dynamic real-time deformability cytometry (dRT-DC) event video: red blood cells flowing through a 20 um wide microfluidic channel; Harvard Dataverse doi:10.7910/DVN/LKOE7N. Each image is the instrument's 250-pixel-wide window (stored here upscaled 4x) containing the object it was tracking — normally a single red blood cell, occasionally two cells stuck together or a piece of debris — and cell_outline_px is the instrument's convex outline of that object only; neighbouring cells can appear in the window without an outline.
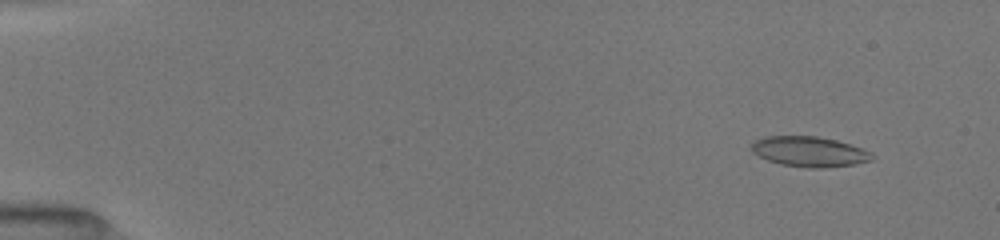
{"species": "common noctule bat (a hibernating species)", "species_latin": "Nyctalus noctula", "temperature_condition": "room temperature", "stored_images_in_passage": 57, "camera_frame_rate_fps": 3000, "um_per_image_px": 0.085, "animal": {"sex": "female", "body_mass_g": 19.5, "forearm_length_mm": 54.1}, "frame": {"image": 1, "passage_image": 6, "time_ms": 1.0, "image_size_px": [1000, 240], "cell_outline_px": [[872, 160], [852, 164], [820, 168], [808, 168], [780, 164], [768, 160], [752, 152], [752, 144], [756, 140], [764, 136], [816, 136], [836, 140], [872, 152]], "centroid_in_image_um": [68.77, 12.88], "position_along_channel_um": 16.2, "area_um2": 20.92}}
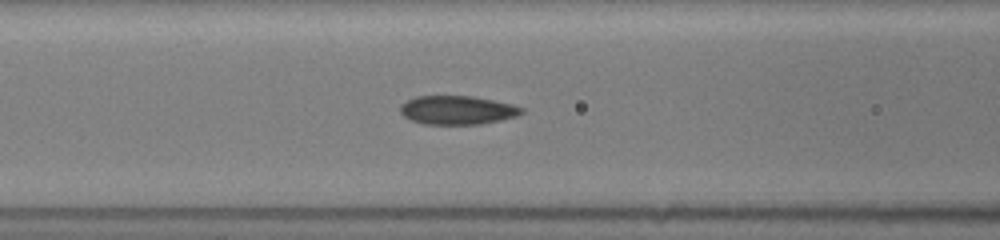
{"frame": {"image": 2, "passage_image": 30, "time_ms": 7.0, "image_size_px": [1000, 240], "cell_outline_px": [[524, 112], [516, 116], [500, 120], [480, 124], [424, 124], [412, 120], [404, 116], [400, 112], [400, 104], [416, 96], [472, 96], [512, 104], [524, 108]], "centroid_in_image_um": [38.87, 9.35], "position_along_channel_um": 127.7, "area_um2": 20.23}}
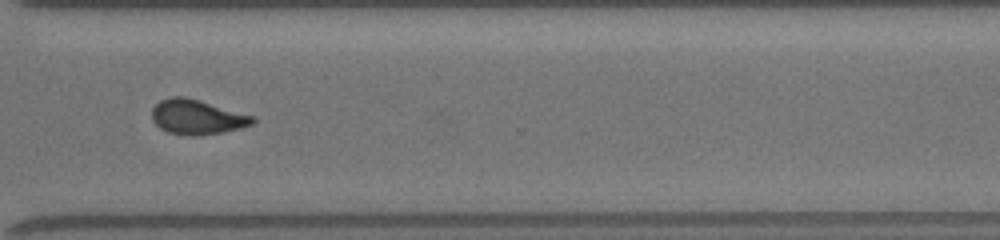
{"frame": {"image": 3, "passage_image": 56, "time_ms": 12.667, "image_size_px": [1000, 240], "cell_outline_px": [[256, 120], [252, 124], [240, 128], [220, 132], [192, 136], [184, 136], [168, 132], [160, 128], [152, 120], [152, 108], [160, 100], [172, 96], [184, 96], [200, 100], [256, 116]], "centroid_in_image_um": [16.74, 9.94], "position_along_channel_um": 353.9, "area_um2": 20.52}}